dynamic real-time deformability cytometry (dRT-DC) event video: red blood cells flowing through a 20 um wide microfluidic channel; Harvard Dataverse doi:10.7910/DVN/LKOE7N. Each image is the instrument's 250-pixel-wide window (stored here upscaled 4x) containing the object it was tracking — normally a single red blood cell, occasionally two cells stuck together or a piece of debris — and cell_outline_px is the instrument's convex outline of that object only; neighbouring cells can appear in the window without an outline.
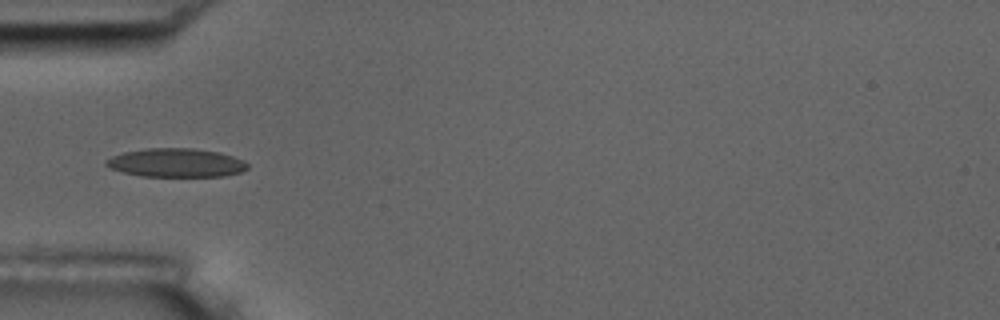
{"species": "common noctule bat (a hibernating species)", "species_latin": "Nyctalus noctula", "temperature_condition": "room temperature", "stored_images_in_passage": 7, "camera_frame_rate_fps": 3000, "um_per_image_px": 0.085, "animal": {"sex": "male", "body_mass_g": 17.5, "forearm_length_mm": 52.3}, "frame": {"image": 1, "passage_image": 4, "time_ms": 3.667, "image_size_px": [1000, 320], "cell_outline_px": [[248, 168], [240, 172], [224, 176], [140, 176], [124, 172], [112, 168], [104, 164], [104, 160], [112, 156], [124, 152], [148, 148], [192, 148], [220, 152], [244, 160], [248, 164]], "centroid_in_image_um": [14.98, 13.83], "position_along_channel_um": 70.0, "area_um2": 23.58}}
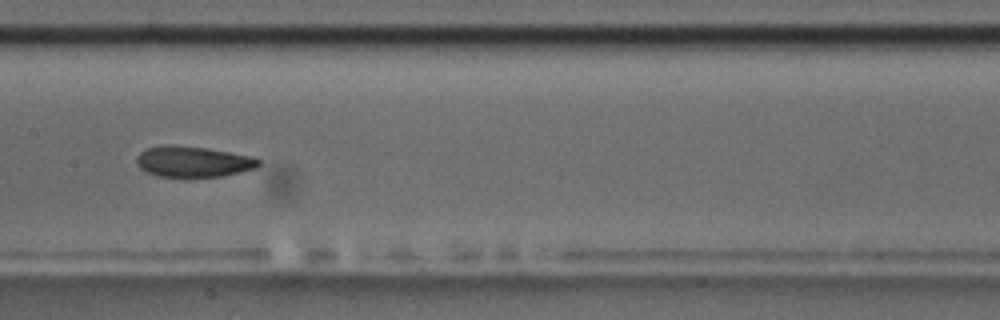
{"frame": {"image": 2, "passage_image": 7, "time_ms": 7.0, "image_size_px": [1000, 320], "cell_outline_px": [[260, 164], [256, 168], [240, 172], [220, 176], [156, 176], [140, 168], [136, 164], [136, 156], [140, 152], [148, 148], [168, 144], [172, 144], [208, 148], [252, 156], [260, 160]], "centroid_in_image_um": [16.41, 13.72], "position_along_channel_um": 191.0, "area_um2": 21.85}}